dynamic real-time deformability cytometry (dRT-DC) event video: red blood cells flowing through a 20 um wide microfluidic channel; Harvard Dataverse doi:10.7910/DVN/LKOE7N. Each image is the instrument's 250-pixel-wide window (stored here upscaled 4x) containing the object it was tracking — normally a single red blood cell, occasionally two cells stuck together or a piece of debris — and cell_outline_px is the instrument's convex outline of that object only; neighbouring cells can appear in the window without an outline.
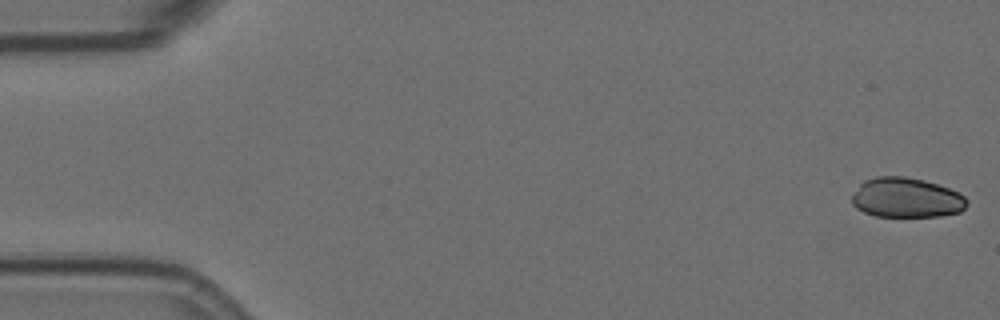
{"species": "Egyptian fruit bat (a non-hibernating species)", "species_latin": "Rousettus aegyptiacus", "temperature_condition": "room temperature", "stored_images_in_passage": 57, "camera_frame_rate_fps": 3000, "um_per_image_px": 0.085, "animal": {"sex": "female"}, "frame": {"image": 1, "passage_image": 1, "time_ms": 0.0, "image_size_px": [1000, 320], "cell_outline_px": [[968, 204], [960, 212], [940, 216], [876, 216], [864, 212], [856, 208], [852, 204], [852, 196], [860, 184], [864, 180], [876, 176], [904, 176], [924, 180], [948, 188], [964, 196], [968, 200]], "centroid_in_image_um": [77.03, 16.8], "position_along_channel_um": 8.0, "area_um2": 26.65}}
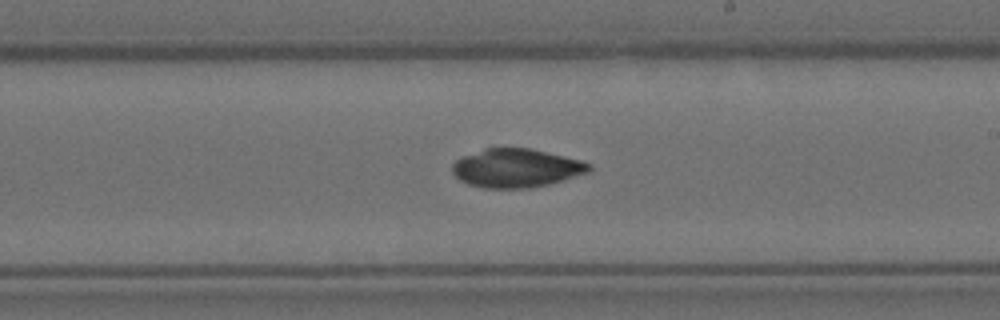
{"frame": {"image": 2, "passage_image": 33, "time_ms": 10.667, "image_size_px": [1000, 320], "cell_outline_px": [[592, 168], [588, 172], [548, 184], [528, 188], [484, 188], [468, 184], [460, 180], [452, 172], [452, 164], [460, 156], [484, 148], [532, 148], [580, 160], [592, 164]], "centroid_in_image_um": [43.85, 14.27], "position_along_channel_um": 245.2, "area_um2": 30.81}}
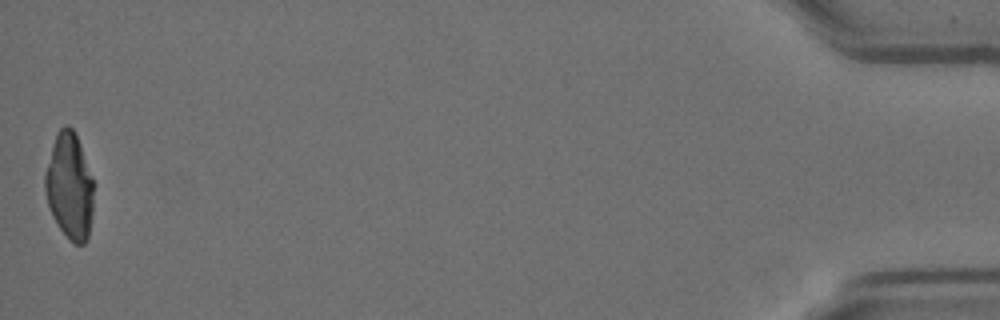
{"frame": {"image": 3, "passage_image": 57, "time_ms": 18.667, "image_size_px": [1000, 320], "cell_outline_px": [[92, 212], [88, 236], [84, 244], [72, 244], [60, 228], [52, 216], [48, 204], [44, 188], [44, 176], [56, 132], [64, 124], [68, 124], [72, 128], [80, 144], [92, 176]], "centroid_in_image_um": [5.89, 15.82], "position_along_channel_um": 429.3, "area_um2": 29.88}}